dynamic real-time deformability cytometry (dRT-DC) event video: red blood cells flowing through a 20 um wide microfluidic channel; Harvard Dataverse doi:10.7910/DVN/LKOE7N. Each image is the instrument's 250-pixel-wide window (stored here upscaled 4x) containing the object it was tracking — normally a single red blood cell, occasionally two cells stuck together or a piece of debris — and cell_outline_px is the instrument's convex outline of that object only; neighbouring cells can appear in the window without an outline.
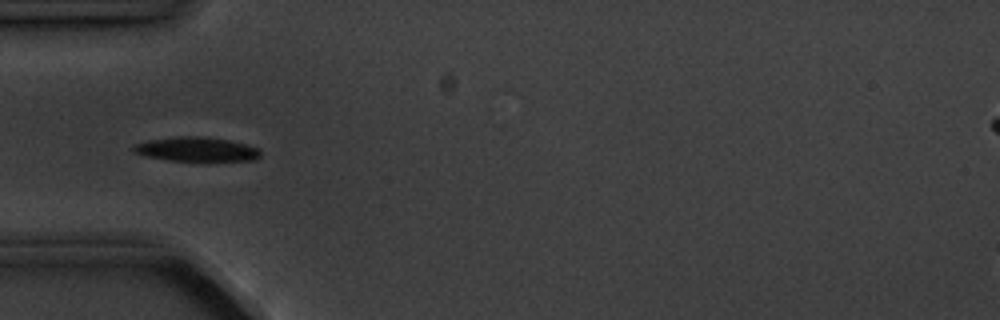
{"species": "common noctule bat (a hibernating species)", "species_latin": "Nyctalus noctula", "temperature_condition": "cold", "stored_images_in_passage": 6, "camera_frame_rate_fps": 3000, "um_per_image_px": 0.085, "animal": {"sex": "male", "body_mass_g": 20.1, "forearm_length_mm": 53.5}, "frame": {"image": 1, "passage_image": 3, "time_ms": 6.0, "image_size_px": [1000, 320], "cell_outline_px": [[260, 156], [256, 160], [168, 160], [144, 156], [132, 152], [132, 148], [136, 144], [148, 140], [176, 136], [204, 136], [228, 140], [260, 148]], "centroid_in_image_um": [16.67, 12.67], "position_along_channel_um": 68.3, "area_um2": 17.86}}
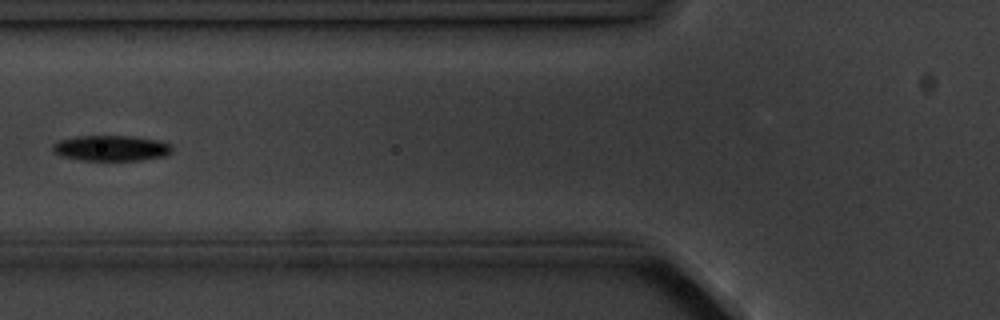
{"frame": {"image": 2, "passage_image": 4, "time_ms": 7.333, "image_size_px": [1000, 320], "cell_outline_px": [[172, 152], [168, 156], [140, 160], [84, 160], [60, 156], [52, 152], [52, 144], [60, 140], [76, 136], [132, 136], [160, 140], [172, 144]], "centroid_in_image_um": [9.48, 12.59], "position_along_channel_um": 116.3, "area_um2": 18.03}}